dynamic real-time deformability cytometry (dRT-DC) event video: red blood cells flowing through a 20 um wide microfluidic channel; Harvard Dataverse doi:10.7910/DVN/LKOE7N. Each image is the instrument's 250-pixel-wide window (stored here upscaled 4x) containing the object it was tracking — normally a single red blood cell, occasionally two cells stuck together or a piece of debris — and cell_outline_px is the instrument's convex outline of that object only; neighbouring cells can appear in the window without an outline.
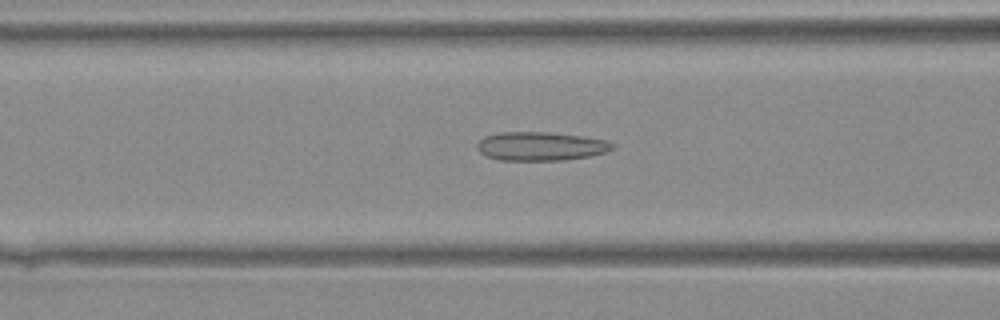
{"species": "Egyptian fruit bat (a non-hibernating species)", "species_latin": "Rousettus aegyptiacus", "temperature_condition": "warm", "stored_images_in_passage": 41, "camera_frame_rate_fps": 3000, "um_per_image_px": 0.085, "animal": {"sex": "female"}, "frame": {"image": 1, "passage_image": 18, "time_ms": 5.667, "image_size_px": [1000, 320], "cell_outline_px": [[616, 148], [604, 152], [588, 156], [564, 160], [500, 160], [484, 156], [476, 148], [476, 144], [484, 136], [500, 132], [548, 132], [584, 136], [608, 140], [616, 144]], "centroid_in_image_um": [45.96, 12.42], "position_along_channel_um": 120.6, "area_um2": 22.89}}
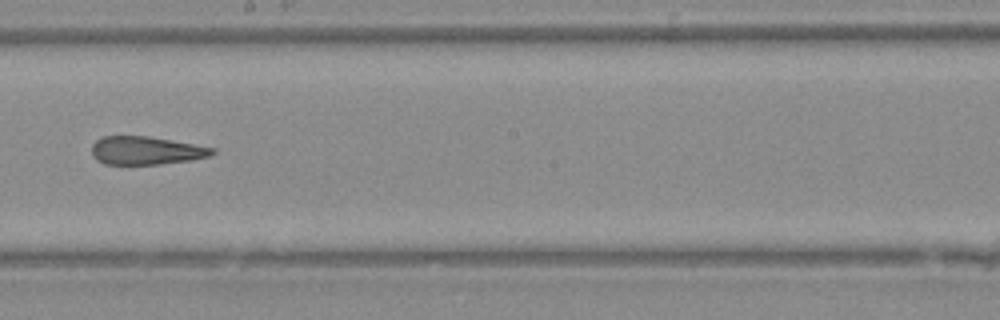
{"frame": {"image": 2, "passage_image": 25, "time_ms": 8.0, "image_size_px": [1000, 320], "cell_outline_px": [[216, 152], [208, 156], [192, 160], [160, 164], [104, 164], [96, 160], [92, 156], [92, 144], [96, 140], [104, 136], [148, 136], [216, 148]], "centroid_in_image_um": [12.4, 12.8], "position_along_channel_um": 235.8, "area_um2": 19.83}}
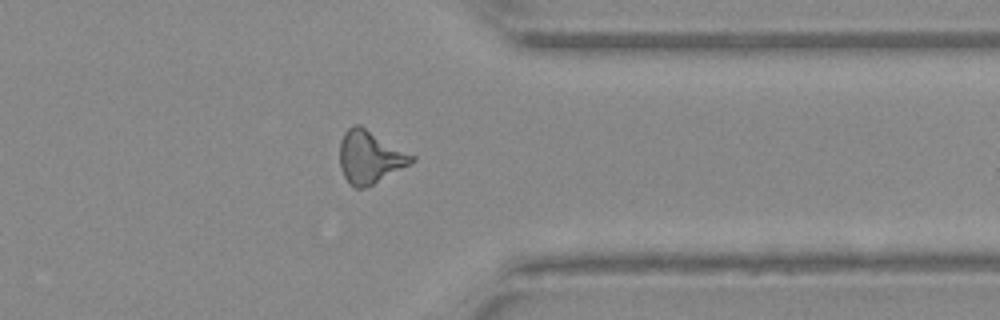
{"frame": {"image": 3, "passage_image": 34, "time_ms": 11.0, "image_size_px": [1000, 320], "cell_outline_px": [[416, 160], [372, 184], [364, 188], [356, 188], [344, 176], [340, 168], [340, 140], [344, 132], [348, 128], [356, 124], [360, 124], [416, 156]], "centroid_in_image_um": [31.43, 13.31], "position_along_channel_um": 380.0, "area_um2": 21.85}}